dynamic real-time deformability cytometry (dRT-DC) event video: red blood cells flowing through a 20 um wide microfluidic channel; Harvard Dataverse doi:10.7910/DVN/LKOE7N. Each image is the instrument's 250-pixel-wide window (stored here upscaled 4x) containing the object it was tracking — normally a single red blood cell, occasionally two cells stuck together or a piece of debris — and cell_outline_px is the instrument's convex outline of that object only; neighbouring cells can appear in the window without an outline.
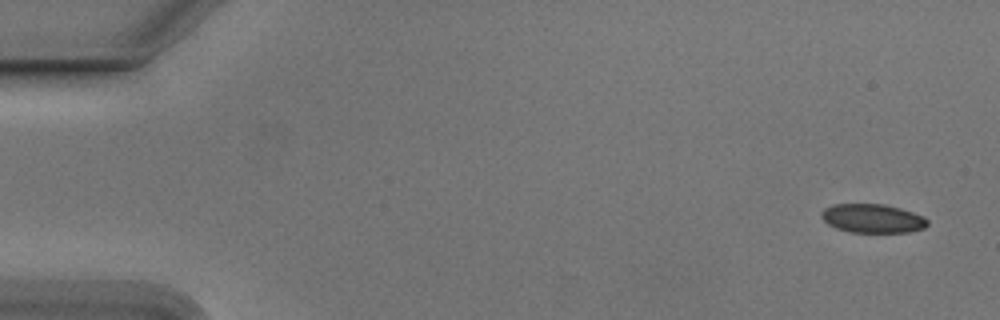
{"species": "Egyptian fruit bat (a non-hibernating species)", "species_latin": "Rousettus aegyptiacus", "temperature_condition": "cold", "stored_images_in_passage": 53, "camera_frame_rate_fps": 3000, "um_per_image_px": 0.085, "animal": {"sex": "male"}, "frame": {"image": 1, "passage_image": 1, "time_ms": 0.0, "image_size_px": [1000, 320], "cell_outline_px": [[928, 224], [924, 228], [908, 232], [852, 232], [836, 228], [828, 224], [820, 216], [820, 212], [824, 208], [832, 204], [884, 204], [900, 208], [924, 216], [928, 220]], "centroid_in_image_um": [74.15, 18.56], "position_along_channel_um": 10.8, "area_um2": 17.86}}
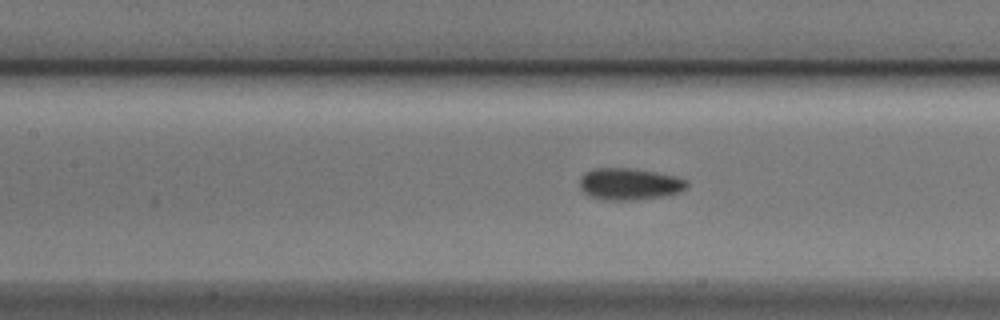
{"frame": {"image": 2, "passage_image": 23, "time_ms": 7.333, "image_size_px": [1000, 320], "cell_outline_px": [[688, 188], [680, 192], [664, 196], [632, 200], [604, 200], [588, 196], [580, 188], [580, 176], [584, 172], [596, 168], [632, 168], [656, 172], [676, 176], [688, 180]], "centroid_in_image_um": [53.51, 15.64], "position_along_channel_um": 153.9, "area_um2": 20.11}}
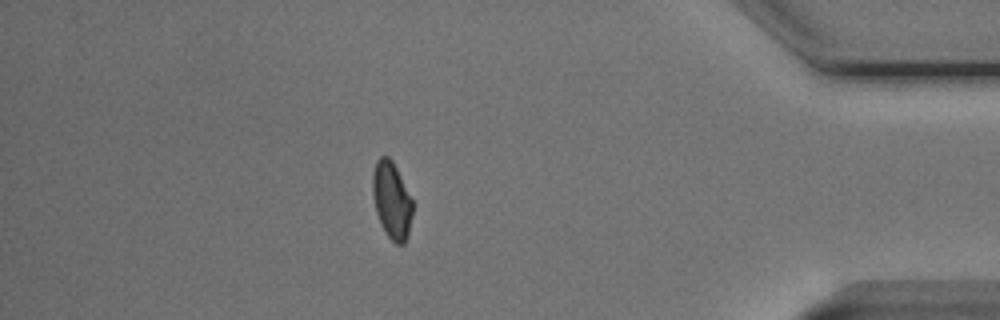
{"frame": {"image": 3, "passage_image": 46, "time_ms": 15.0, "image_size_px": [1000, 320], "cell_outline_px": [[412, 216], [408, 236], [404, 244], [396, 244], [384, 232], [380, 224], [376, 212], [372, 192], [372, 176], [376, 160], [380, 156], [388, 156], [392, 160], [412, 200]], "centroid_in_image_um": [33.28, 17.04], "position_along_channel_um": 401.9, "area_um2": 17.92}, "authors_computed_cell_mechanics": {"area_um2": 19.074, "velocity_mm_per_s": 3.7747, "shape_relaxation_time_tau1_ms": 2.4524, "shape_relaxation_time_tau2_ms": 2.7601, "deformation_change_tau1": 0.0713, "deformation_change_tau2": 0.0737}}